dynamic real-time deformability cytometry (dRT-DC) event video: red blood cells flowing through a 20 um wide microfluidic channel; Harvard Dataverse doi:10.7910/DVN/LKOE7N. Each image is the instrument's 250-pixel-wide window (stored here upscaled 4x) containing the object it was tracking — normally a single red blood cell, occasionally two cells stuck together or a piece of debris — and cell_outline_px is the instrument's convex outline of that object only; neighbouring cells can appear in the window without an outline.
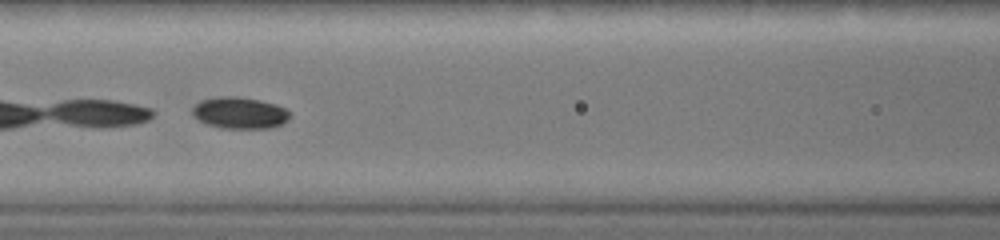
{"species": "common noctule bat (a hibernating species)", "species_latin": "Nyctalus noctula", "temperature_condition": "warm", "stored_images_in_passage": 31, "camera_frame_rate_fps": 3000, "um_per_image_px": 0.085, "animal": {"sex": "female", "body_mass_g": 19.0, "forearm_length_mm": 51.5}, "frame": {"image": 1, "passage_image": 12, "time_ms": 3.667, "image_size_px": [1000, 240], "cell_outline_px": [[288, 120], [280, 124], [268, 128], [220, 128], [208, 124], [200, 120], [192, 112], [192, 108], [200, 100], [216, 96], [236, 96], [260, 100], [276, 104], [284, 108], [288, 112]], "centroid_in_image_um": [20.35, 9.58], "position_along_channel_um": 146.3, "area_um2": 17.74}}
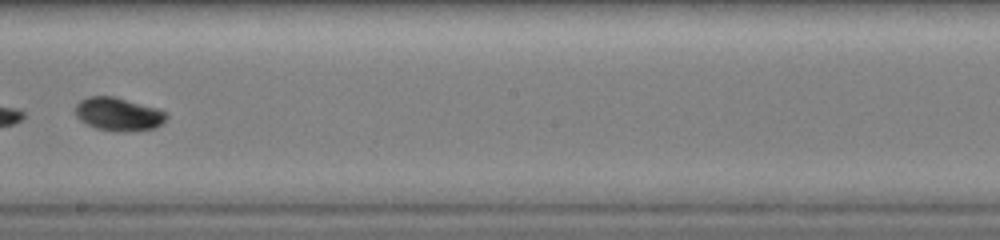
{"frame": {"image": 2, "passage_image": 17, "time_ms": 5.333, "image_size_px": [1000, 240], "cell_outline_px": [[168, 116], [160, 124], [152, 128], [96, 128], [80, 120], [76, 116], [76, 104], [80, 100], [88, 96], [112, 96], [156, 108], [168, 112]], "centroid_in_image_um": [10.02, 9.63], "position_along_channel_um": 238.2, "area_um2": 16.53}}
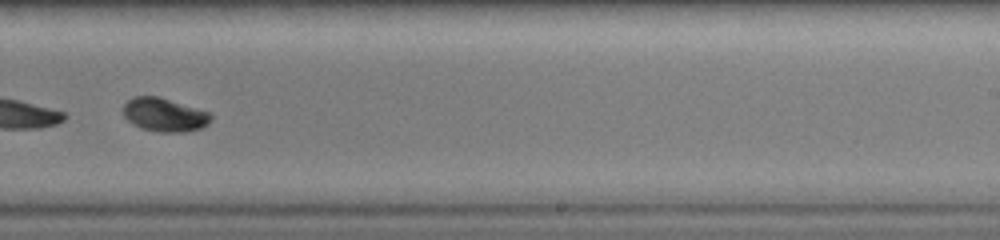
{"frame": {"image": 3, "passage_image": 19, "time_ms": 6.0, "image_size_px": [1000, 240], "cell_outline_px": [[212, 120], [208, 124], [200, 128], [184, 132], [160, 132], [140, 128], [132, 124], [124, 116], [124, 104], [128, 100], [136, 96], [156, 96], [212, 112]], "centroid_in_image_um": [14.0, 9.76], "position_along_channel_um": 275.0, "area_um2": 17.17}}